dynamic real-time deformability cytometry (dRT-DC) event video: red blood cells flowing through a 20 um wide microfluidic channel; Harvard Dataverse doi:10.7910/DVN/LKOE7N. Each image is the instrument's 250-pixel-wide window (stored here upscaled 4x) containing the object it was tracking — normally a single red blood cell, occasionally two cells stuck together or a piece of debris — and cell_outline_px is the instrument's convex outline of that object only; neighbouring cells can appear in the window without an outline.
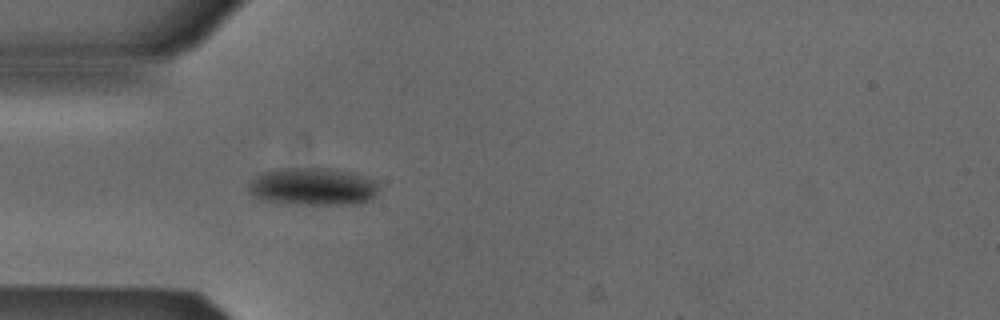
{"species": "Egyptian fruit bat (a non-hibernating species)", "species_latin": "Rousettus aegyptiacus", "temperature_condition": "cold", "stored_images_in_passage": 2, "camera_frame_rate_fps": 3000, "um_per_image_px": 0.085, "animal": {"sex": "male"}, "frame": {"image": 1, "passage_image": 2, "time_ms": 0.333, "image_size_px": [1000, 320], "cell_outline_px": [[376, 196], [372, 200], [360, 204], [276, 204], [260, 200], [252, 196], [248, 192], [248, 184], [256, 176], [264, 172], [288, 168], [336, 168], [356, 172], [376, 180]], "centroid_in_image_um": [26.6, 15.87], "position_along_channel_um": 58.4, "area_um2": 29.25}}